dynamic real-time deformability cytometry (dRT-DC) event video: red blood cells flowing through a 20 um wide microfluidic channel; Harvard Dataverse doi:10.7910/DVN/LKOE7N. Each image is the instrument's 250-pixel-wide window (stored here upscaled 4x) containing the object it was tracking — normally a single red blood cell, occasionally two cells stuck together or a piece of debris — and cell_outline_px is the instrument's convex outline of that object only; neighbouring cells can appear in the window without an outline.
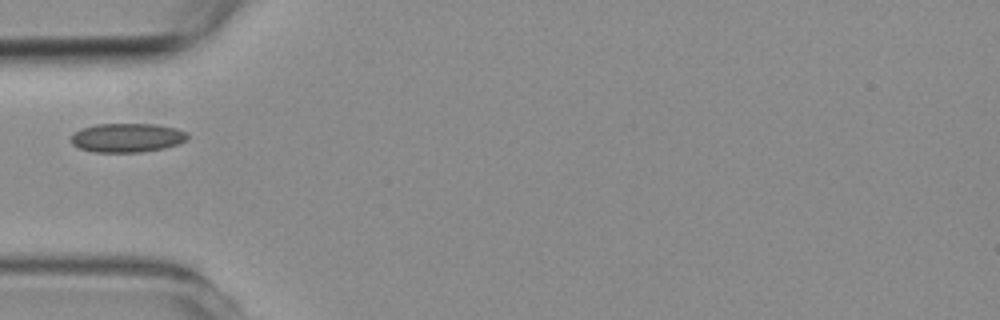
{"species": "common noctule bat (a hibernating species)", "species_latin": "Nyctalus noctula", "temperature_condition": "room temperature", "stored_images_in_passage": 1, "camera_frame_rate_fps": 3000, "um_per_image_px": 0.085, "animal": {"sex": "female", "body_mass_g": 19.3, "forearm_length_mm": 54.1}, "frame": {"image": 1, "passage_image": 1, "time_ms": 0.0, "image_size_px": [1000, 320], "cell_outline_px": [[188, 136], [184, 140], [176, 144], [164, 148], [140, 152], [96, 152], [80, 148], [72, 144], [72, 136], [80, 128], [96, 124], [156, 124], [176, 128], [188, 132]], "centroid_in_image_um": [10.81, 11.7], "position_along_channel_um": 74.2, "area_um2": 19.54}}